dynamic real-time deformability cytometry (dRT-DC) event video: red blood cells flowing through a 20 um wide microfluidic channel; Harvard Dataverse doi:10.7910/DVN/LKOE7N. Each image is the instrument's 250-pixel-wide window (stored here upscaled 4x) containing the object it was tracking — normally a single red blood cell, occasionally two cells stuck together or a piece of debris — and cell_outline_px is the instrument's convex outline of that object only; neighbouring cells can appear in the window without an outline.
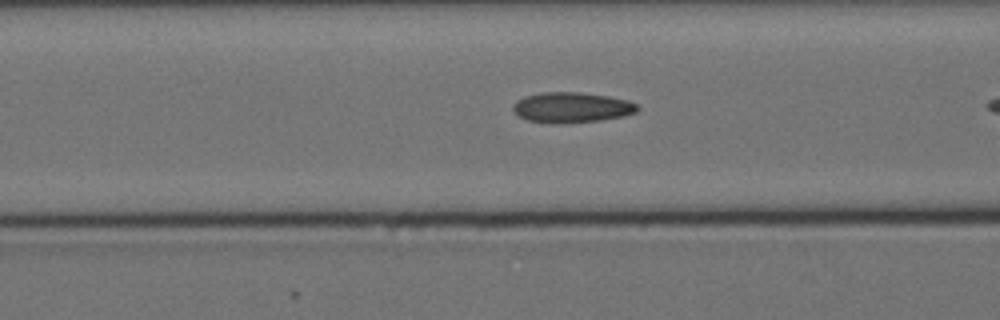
{"species": "Egyptian fruit bat (a non-hibernating species)", "species_latin": "Rousettus aegyptiacus", "temperature_condition": "cold", "stored_images_in_passage": 9, "camera_frame_rate_fps": 3000, "um_per_image_px": 0.085, "animal": {"sex": "female"}, "frame": {"image": 1, "passage_image": 8, "time_ms": 2.333, "image_size_px": [1000, 320], "cell_outline_px": [[640, 108], [636, 112], [624, 116], [600, 120], [560, 124], [552, 124], [528, 120], [520, 116], [512, 108], [512, 104], [516, 100], [524, 96], [544, 92], [580, 92], [608, 96], [628, 100], [636, 104]], "centroid_in_image_um": [48.59, 9.13], "position_along_channel_um": 118.0, "area_um2": 22.14}}